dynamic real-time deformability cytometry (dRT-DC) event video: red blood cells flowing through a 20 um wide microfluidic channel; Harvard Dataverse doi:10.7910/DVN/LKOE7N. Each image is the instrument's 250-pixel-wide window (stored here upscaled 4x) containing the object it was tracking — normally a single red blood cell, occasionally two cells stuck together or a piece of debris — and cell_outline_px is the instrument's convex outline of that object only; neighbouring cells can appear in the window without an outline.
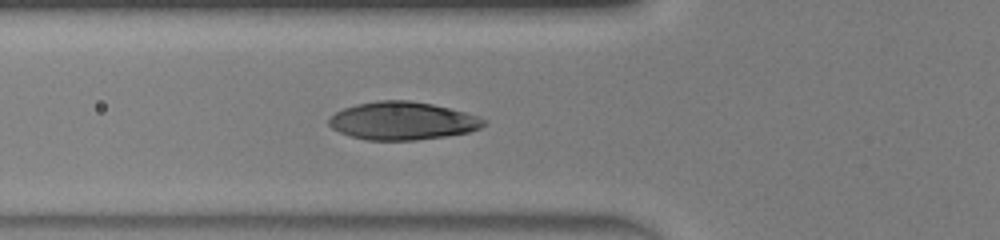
{"species": "human", "species_latin": "Homo sapiens", "temperature_condition": "warm", "stored_images_in_passage": 37, "camera_frame_rate_fps": 3000, "um_per_image_px": 0.085, "donor": {"sex": "male"}, "frame": {"image": 1, "passage_image": 6, "time_ms": 1.667, "image_size_px": [1000, 240], "cell_outline_px": [[488, 120], [480, 128], [468, 132], [444, 136], [416, 140], [368, 140], [352, 136], [340, 132], [332, 128], [328, 124], [328, 120], [336, 112], [344, 108], [356, 104], [376, 100], [408, 100], [432, 104], [480, 116]], "centroid_in_image_um": [34.21, 10.26], "position_along_channel_um": 91.6, "area_um2": 34.1}}
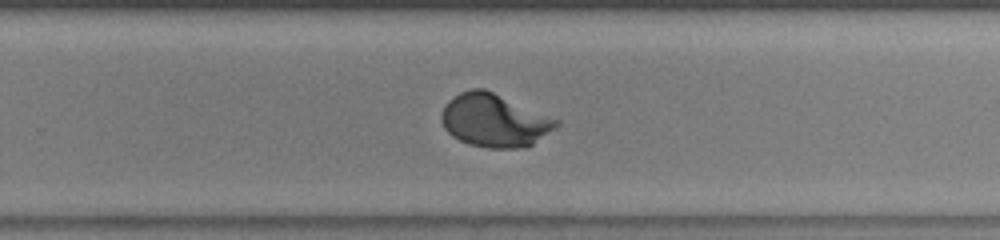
{"frame": {"image": 2, "passage_image": 20, "time_ms": 6.333, "image_size_px": [1000, 240], "cell_outline_px": [[560, 124], [556, 128], [532, 144], [524, 148], [488, 148], [468, 144], [452, 136], [444, 128], [440, 120], [440, 116], [448, 100], [460, 92], [472, 88], [484, 88], [560, 120]], "centroid_in_image_um": [42.01, 10.24], "position_along_channel_um": 287.8, "area_um2": 35.55}}
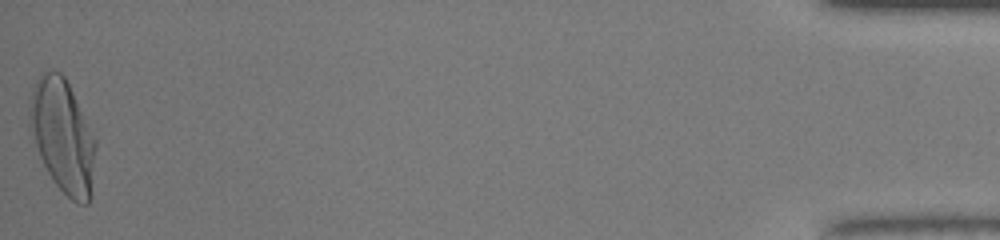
{"frame": {"image": 3, "passage_image": 37, "time_ms": 12.0, "image_size_px": [1000, 240], "cell_outline_px": [[96, 148], [92, 196], [88, 204], [76, 204], [52, 180], [40, 156], [28, 124], [28, 104], [32, 88], [36, 80], [44, 72], [60, 72], [64, 76], [96, 140]], "centroid_in_image_um": [5.33, 11.6], "position_along_channel_um": 429.9, "area_um2": 43.41}, "authors_computed_cell_mechanics": {"area_um2": 35.3158, "velocity_mm_per_s": 4.1976, "shape_relaxation_time_tau1_ms": 2.6869, "shape_relaxation_time_tau2_ms": null, "deformation_change_tau1": 0.2154, "deformation_change_tau2": null}}